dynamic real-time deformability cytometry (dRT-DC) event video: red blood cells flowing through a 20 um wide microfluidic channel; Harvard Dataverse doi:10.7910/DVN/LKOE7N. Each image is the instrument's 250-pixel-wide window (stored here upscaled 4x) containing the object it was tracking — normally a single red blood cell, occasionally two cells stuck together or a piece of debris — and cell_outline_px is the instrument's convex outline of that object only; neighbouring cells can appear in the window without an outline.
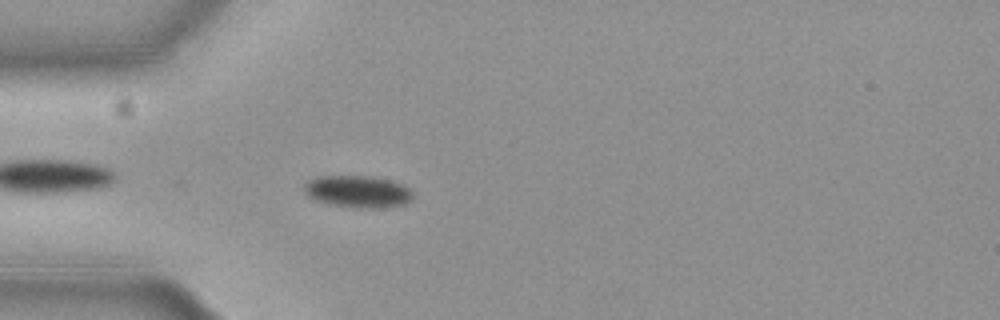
{"species": "common noctule bat (a hibernating species)", "species_latin": "Nyctalus noctula", "temperature_condition": "cold", "stored_images_in_passage": 34, "camera_frame_rate_fps": 3000, "um_per_image_px": 0.085, "animal": {"sex": "female", "body_mass_g": 19.3, "forearm_length_mm": 54.1}, "frame": {"image": 1, "passage_image": 4, "time_ms": 1.0, "image_size_px": [1000, 320], "cell_outline_px": [[412, 200], [404, 204], [384, 208], [352, 208], [328, 204], [316, 200], [308, 196], [304, 192], [304, 184], [308, 180], [320, 176], [372, 176], [404, 184], [412, 192]], "centroid_in_image_um": [30.41, 16.29], "position_along_channel_um": 54.6, "area_um2": 20.52}}
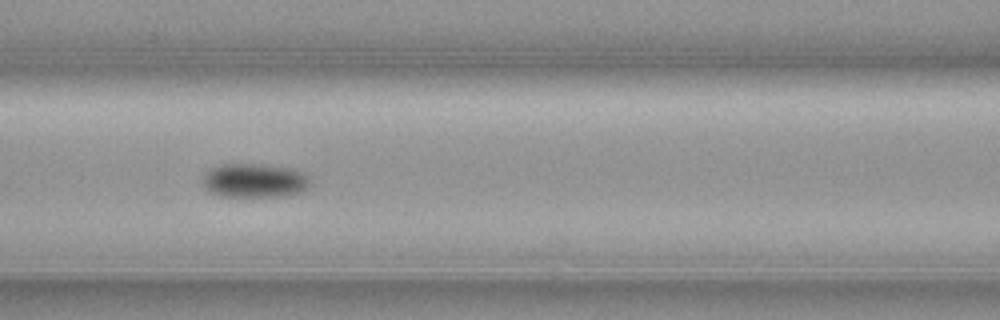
{"frame": {"image": 2, "passage_image": 12, "time_ms": 3.667, "image_size_px": [1000, 320], "cell_outline_px": [[312, 184], [308, 188], [300, 192], [288, 196], [220, 196], [208, 192], [204, 188], [200, 176], [208, 168], [220, 164], [264, 164], [288, 168], [304, 172], [312, 180]], "centroid_in_image_um": [21.6, 15.34], "position_along_channel_um": 145.0, "area_um2": 21.96}}
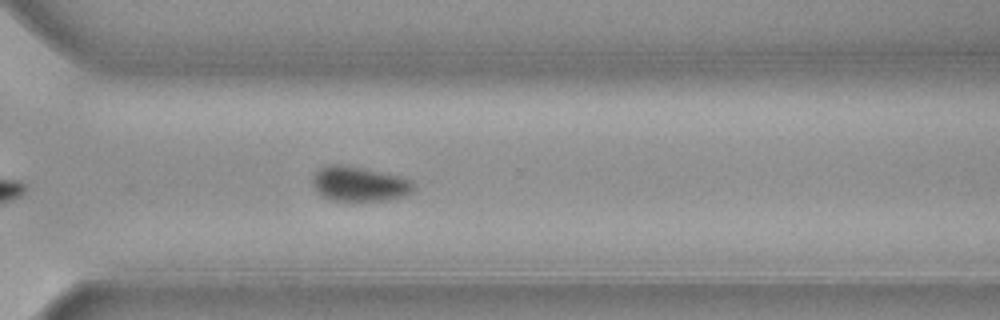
{"frame": {"image": 3, "passage_image": 28, "time_ms": 9.0, "image_size_px": [1000, 320], "cell_outline_px": [[416, 188], [412, 192], [404, 196], [388, 200], [360, 204], [332, 200], [316, 192], [312, 184], [312, 176], [320, 168], [328, 164], [340, 164], [404, 176], [412, 180], [416, 184]], "centroid_in_image_um": [30.58, 15.68], "position_along_channel_um": 340.0, "area_um2": 21.5}}